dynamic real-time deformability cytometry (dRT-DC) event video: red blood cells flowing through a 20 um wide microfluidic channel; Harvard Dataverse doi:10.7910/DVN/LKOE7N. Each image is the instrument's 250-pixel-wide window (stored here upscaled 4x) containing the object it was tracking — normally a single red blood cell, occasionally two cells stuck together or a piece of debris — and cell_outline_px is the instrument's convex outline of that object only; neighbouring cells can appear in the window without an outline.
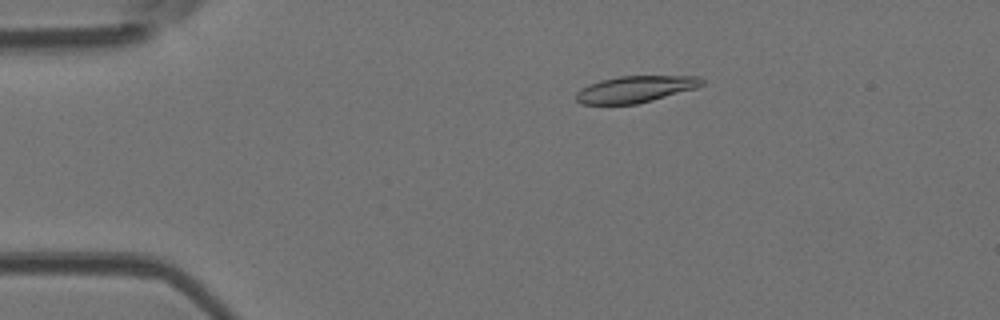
{"species": "Egyptian fruit bat (a non-hibernating species)", "species_latin": "Rousettus aegyptiacus", "temperature_condition": "room temperature", "stored_images_in_passage": 7, "camera_frame_rate_fps": 3000, "um_per_image_px": 0.085, "animal": {"sex": "female"}, "frame": {"image": 1, "passage_image": 3, "time_ms": 0.667, "image_size_px": [1000, 320], "cell_outline_px": [[704, 84], [696, 88], [652, 100], [636, 104], [580, 104], [576, 100], [576, 92], [580, 88], [588, 84], [600, 80], [620, 76], [700, 76], [704, 80]], "centroid_in_image_um": [53.99, 7.57], "position_along_channel_um": 31.0, "area_um2": 19.54}}
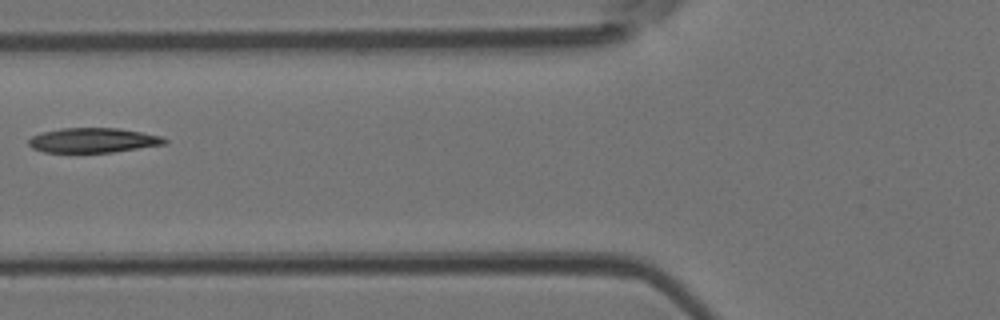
{"frame": {"image": 2, "passage_image": 6, "time_ms": 1.667, "image_size_px": [1000, 320], "cell_outline_px": [[168, 140], [164, 144], [112, 152], [44, 152], [32, 148], [28, 144], [28, 140], [32, 136], [44, 132], [60, 128], [116, 128], [140, 132], [160, 136]], "centroid_in_image_um": [7.87, 11.92], "position_along_channel_um": 117.9, "area_um2": 19.31}}
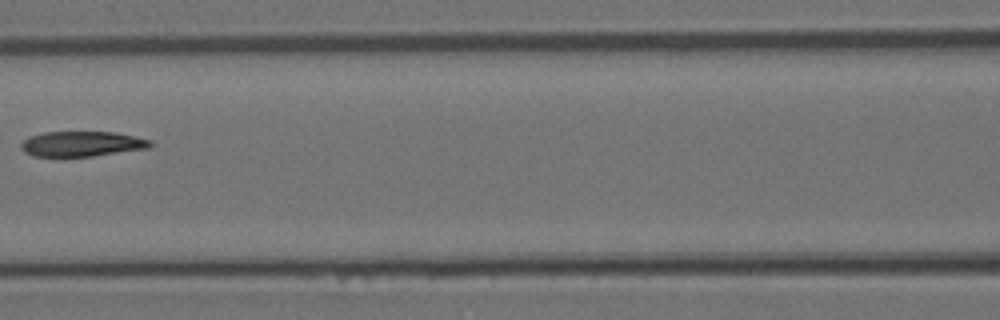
{"frame": {"image": 3, "passage_image": 7, "time_ms": 2.0, "image_size_px": [1000, 320], "cell_outline_px": [[152, 144], [148, 148], [92, 156], [32, 156], [24, 152], [20, 148], [20, 144], [28, 136], [44, 132], [116, 132], [152, 140]], "centroid_in_image_um": [6.93, 12.22], "position_along_channel_um": 159.7, "area_um2": 18.96}}